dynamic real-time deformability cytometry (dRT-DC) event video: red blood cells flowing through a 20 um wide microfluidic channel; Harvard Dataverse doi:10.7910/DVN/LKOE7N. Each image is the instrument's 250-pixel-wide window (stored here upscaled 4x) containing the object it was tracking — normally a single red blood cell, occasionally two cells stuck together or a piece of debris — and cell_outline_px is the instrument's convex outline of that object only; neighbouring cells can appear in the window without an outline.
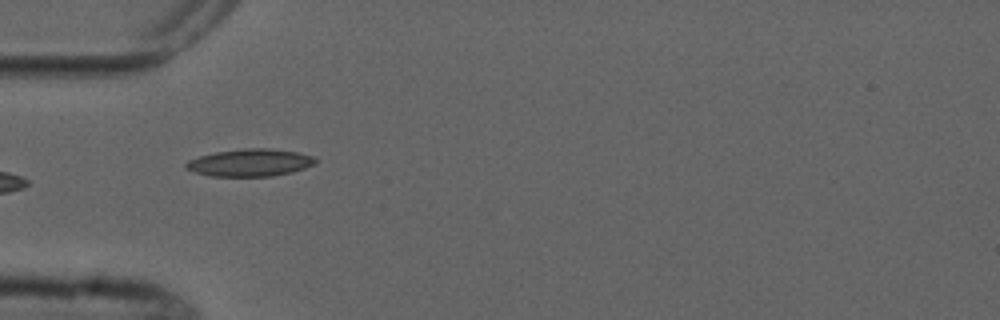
{"species": "common noctule bat (a hibernating species)", "species_latin": "Nyctalus noctula", "temperature_condition": "cold", "stored_images_in_passage": 8, "camera_frame_rate_fps": 3000, "um_per_image_px": 0.085, "animal": {"sex": "male", "forearm_length_mm": 52.5}, "frame": {"image": 1, "passage_image": 5, "time_ms": 5.333, "image_size_px": [1000, 320], "cell_outline_px": [[316, 164], [292, 172], [272, 176], [212, 176], [196, 172], [184, 168], [184, 164], [188, 160], [200, 156], [216, 152], [244, 148], [268, 148], [296, 152], [312, 156], [316, 160]], "centroid_in_image_um": [21.24, 13.82], "position_along_channel_um": 63.8, "area_um2": 20.52}}
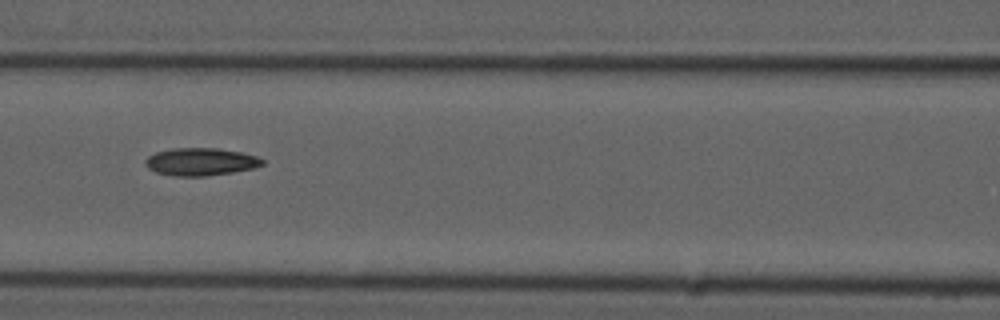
{"frame": {"image": 2, "passage_image": 7, "time_ms": 7.667, "image_size_px": [1000, 320], "cell_outline_px": [[264, 164], [252, 168], [232, 172], [204, 176], [176, 176], [156, 172], [148, 168], [144, 164], [144, 160], [148, 156], [156, 152], [172, 148], [216, 148], [240, 152], [256, 156], [264, 160]], "centroid_in_image_um": [17.02, 13.74], "position_along_channel_um": 149.6, "area_um2": 18.73}}
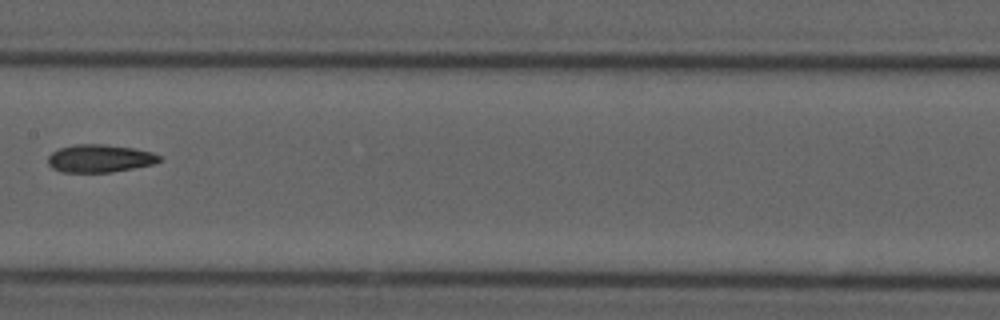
{"frame": {"image": 3, "passage_image": 8, "time_ms": 9.0, "image_size_px": [1000, 320], "cell_outline_px": [[164, 160], [156, 164], [112, 172], [60, 172], [52, 168], [48, 164], [48, 156], [52, 152], [60, 148], [76, 144], [104, 144], [132, 148], [152, 152], [160, 156]], "centroid_in_image_um": [8.51, 13.47], "position_along_channel_um": 198.9, "area_um2": 18.21}}